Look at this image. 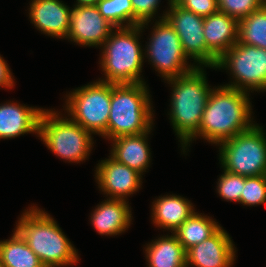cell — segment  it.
<instances>
[{"instance_id": "1", "label": "cell", "mask_w": 266, "mask_h": 267, "mask_svg": "<svg viewBox=\"0 0 266 267\" xmlns=\"http://www.w3.org/2000/svg\"><path fill=\"white\" fill-rule=\"evenodd\" d=\"M249 94L224 84L213 87L204 108L199 129L182 146L183 154L197 137L218 145L252 127L255 121H253Z\"/></svg>"}, {"instance_id": "2", "label": "cell", "mask_w": 266, "mask_h": 267, "mask_svg": "<svg viewBox=\"0 0 266 267\" xmlns=\"http://www.w3.org/2000/svg\"><path fill=\"white\" fill-rule=\"evenodd\" d=\"M14 228L45 267H65L79 262L78 250L56 220L37 206L28 207Z\"/></svg>"}, {"instance_id": "3", "label": "cell", "mask_w": 266, "mask_h": 267, "mask_svg": "<svg viewBox=\"0 0 266 267\" xmlns=\"http://www.w3.org/2000/svg\"><path fill=\"white\" fill-rule=\"evenodd\" d=\"M172 87L170 111L171 125L182 147L199 129L208 97L213 90L208 85L204 67L165 80Z\"/></svg>"}, {"instance_id": "4", "label": "cell", "mask_w": 266, "mask_h": 267, "mask_svg": "<svg viewBox=\"0 0 266 267\" xmlns=\"http://www.w3.org/2000/svg\"><path fill=\"white\" fill-rule=\"evenodd\" d=\"M148 22L133 27L115 28L101 46L102 82L112 84L146 83L141 77L144 58L139 42Z\"/></svg>"}, {"instance_id": "5", "label": "cell", "mask_w": 266, "mask_h": 267, "mask_svg": "<svg viewBox=\"0 0 266 267\" xmlns=\"http://www.w3.org/2000/svg\"><path fill=\"white\" fill-rule=\"evenodd\" d=\"M148 84H112L107 140L148 132L154 125V110Z\"/></svg>"}, {"instance_id": "6", "label": "cell", "mask_w": 266, "mask_h": 267, "mask_svg": "<svg viewBox=\"0 0 266 267\" xmlns=\"http://www.w3.org/2000/svg\"><path fill=\"white\" fill-rule=\"evenodd\" d=\"M92 135L68 116L64 118L58 111L44 109L41 114L37 137L65 162H85L94 146Z\"/></svg>"}, {"instance_id": "7", "label": "cell", "mask_w": 266, "mask_h": 267, "mask_svg": "<svg viewBox=\"0 0 266 267\" xmlns=\"http://www.w3.org/2000/svg\"><path fill=\"white\" fill-rule=\"evenodd\" d=\"M65 98L63 108L71 120L107 139L111 83L96 80L66 93Z\"/></svg>"}, {"instance_id": "8", "label": "cell", "mask_w": 266, "mask_h": 267, "mask_svg": "<svg viewBox=\"0 0 266 267\" xmlns=\"http://www.w3.org/2000/svg\"><path fill=\"white\" fill-rule=\"evenodd\" d=\"M217 146L223 170L245 177L266 175V133L257 123Z\"/></svg>"}, {"instance_id": "9", "label": "cell", "mask_w": 266, "mask_h": 267, "mask_svg": "<svg viewBox=\"0 0 266 267\" xmlns=\"http://www.w3.org/2000/svg\"><path fill=\"white\" fill-rule=\"evenodd\" d=\"M152 29L144 57L163 80L184 75L197 67L194 63L189 65L179 36L165 18L157 19Z\"/></svg>"}, {"instance_id": "10", "label": "cell", "mask_w": 266, "mask_h": 267, "mask_svg": "<svg viewBox=\"0 0 266 267\" xmlns=\"http://www.w3.org/2000/svg\"><path fill=\"white\" fill-rule=\"evenodd\" d=\"M213 69L229 71L233 80L225 86L248 93L266 92V49L237 42Z\"/></svg>"}, {"instance_id": "11", "label": "cell", "mask_w": 266, "mask_h": 267, "mask_svg": "<svg viewBox=\"0 0 266 267\" xmlns=\"http://www.w3.org/2000/svg\"><path fill=\"white\" fill-rule=\"evenodd\" d=\"M163 16L179 36L182 49L197 67H206V42L203 33L204 17L180 7L174 0ZM197 63V64H196Z\"/></svg>"}, {"instance_id": "12", "label": "cell", "mask_w": 266, "mask_h": 267, "mask_svg": "<svg viewBox=\"0 0 266 267\" xmlns=\"http://www.w3.org/2000/svg\"><path fill=\"white\" fill-rule=\"evenodd\" d=\"M114 29L96 5L73 6L66 39L79 46L101 47Z\"/></svg>"}, {"instance_id": "13", "label": "cell", "mask_w": 266, "mask_h": 267, "mask_svg": "<svg viewBox=\"0 0 266 267\" xmlns=\"http://www.w3.org/2000/svg\"><path fill=\"white\" fill-rule=\"evenodd\" d=\"M101 160L95 170L99 191L108 198L128 200V197L142 187V174L117 162L111 156Z\"/></svg>"}, {"instance_id": "14", "label": "cell", "mask_w": 266, "mask_h": 267, "mask_svg": "<svg viewBox=\"0 0 266 267\" xmlns=\"http://www.w3.org/2000/svg\"><path fill=\"white\" fill-rule=\"evenodd\" d=\"M239 21L223 12L204 17L206 67L216 66L218 59L238 42Z\"/></svg>"}, {"instance_id": "15", "label": "cell", "mask_w": 266, "mask_h": 267, "mask_svg": "<svg viewBox=\"0 0 266 267\" xmlns=\"http://www.w3.org/2000/svg\"><path fill=\"white\" fill-rule=\"evenodd\" d=\"M234 245L221 226L212 236L186 251V267H232L236 260Z\"/></svg>"}, {"instance_id": "16", "label": "cell", "mask_w": 266, "mask_h": 267, "mask_svg": "<svg viewBox=\"0 0 266 267\" xmlns=\"http://www.w3.org/2000/svg\"><path fill=\"white\" fill-rule=\"evenodd\" d=\"M29 5V19L37 30L53 38H66L72 8L61 0H31Z\"/></svg>"}, {"instance_id": "17", "label": "cell", "mask_w": 266, "mask_h": 267, "mask_svg": "<svg viewBox=\"0 0 266 267\" xmlns=\"http://www.w3.org/2000/svg\"><path fill=\"white\" fill-rule=\"evenodd\" d=\"M43 110L13 101L0 104V139H12L26 133L38 135Z\"/></svg>"}, {"instance_id": "18", "label": "cell", "mask_w": 266, "mask_h": 267, "mask_svg": "<svg viewBox=\"0 0 266 267\" xmlns=\"http://www.w3.org/2000/svg\"><path fill=\"white\" fill-rule=\"evenodd\" d=\"M129 201L106 198L91 213L90 223L99 235H119L124 233L132 222Z\"/></svg>"}, {"instance_id": "19", "label": "cell", "mask_w": 266, "mask_h": 267, "mask_svg": "<svg viewBox=\"0 0 266 267\" xmlns=\"http://www.w3.org/2000/svg\"><path fill=\"white\" fill-rule=\"evenodd\" d=\"M151 130L153 129L143 134L120 136L110 140V156L143 175L151 163V150L148 144Z\"/></svg>"}, {"instance_id": "20", "label": "cell", "mask_w": 266, "mask_h": 267, "mask_svg": "<svg viewBox=\"0 0 266 267\" xmlns=\"http://www.w3.org/2000/svg\"><path fill=\"white\" fill-rule=\"evenodd\" d=\"M151 207L153 224L171 233L196 211L191 201L175 194L155 198Z\"/></svg>"}, {"instance_id": "21", "label": "cell", "mask_w": 266, "mask_h": 267, "mask_svg": "<svg viewBox=\"0 0 266 267\" xmlns=\"http://www.w3.org/2000/svg\"><path fill=\"white\" fill-rule=\"evenodd\" d=\"M144 249L148 267H186V250L174 233L155 238Z\"/></svg>"}, {"instance_id": "22", "label": "cell", "mask_w": 266, "mask_h": 267, "mask_svg": "<svg viewBox=\"0 0 266 267\" xmlns=\"http://www.w3.org/2000/svg\"><path fill=\"white\" fill-rule=\"evenodd\" d=\"M195 212L185 220L173 233L187 251L212 236L221 225L207 215Z\"/></svg>"}, {"instance_id": "23", "label": "cell", "mask_w": 266, "mask_h": 267, "mask_svg": "<svg viewBox=\"0 0 266 267\" xmlns=\"http://www.w3.org/2000/svg\"><path fill=\"white\" fill-rule=\"evenodd\" d=\"M0 262L3 267H45L15 229L11 238L0 241Z\"/></svg>"}, {"instance_id": "24", "label": "cell", "mask_w": 266, "mask_h": 267, "mask_svg": "<svg viewBox=\"0 0 266 267\" xmlns=\"http://www.w3.org/2000/svg\"><path fill=\"white\" fill-rule=\"evenodd\" d=\"M238 42L266 49V3L239 20Z\"/></svg>"}, {"instance_id": "25", "label": "cell", "mask_w": 266, "mask_h": 267, "mask_svg": "<svg viewBox=\"0 0 266 267\" xmlns=\"http://www.w3.org/2000/svg\"><path fill=\"white\" fill-rule=\"evenodd\" d=\"M100 14L115 28L133 27L131 0H98Z\"/></svg>"}, {"instance_id": "26", "label": "cell", "mask_w": 266, "mask_h": 267, "mask_svg": "<svg viewBox=\"0 0 266 267\" xmlns=\"http://www.w3.org/2000/svg\"><path fill=\"white\" fill-rule=\"evenodd\" d=\"M266 203V175L245 177L241 192V204L258 206Z\"/></svg>"}, {"instance_id": "27", "label": "cell", "mask_w": 266, "mask_h": 267, "mask_svg": "<svg viewBox=\"0 0 266 267\" xmlns=\"http://www.w3.org/2000/svg\"><path fill=\"white\" fill-rule=\"evenodd\" d=\"M243 184H245V176L223 170V173L218 178L217 193L226 201L241 204Z\"/></svg>"}, {"instance_id": "28", "label": "cell", "mask_w": 266, "mask_h": 267, "mask_svg": "<svg viewBox=\"0 0 266 267\" xmlns=\"http://www.w3.org/2000/svg\"><path fill=\"white\" fill-rule=\"evenodd\" d=\"M266 0H218L219 11L238 21L260 9Z\"/></svg>"}, {"instance_id": "29", "label": "cell", "mask_w": 266, "mask_h": 267, "mask_svg": "<svg viewBox=\"0 0 266 267\" xmlns=\"http://www.w3.org/2000/svg\"><path fill=\"white\" fill-rule=\"evenodd\" d=\"M170 4L173 0H167ZM161 0H131L133 7V26L151 22L158 13Z\"/></svg>"}, {"instance_id": "30", "label": "cell", "mask_w": 266, "mask_h": 267, "mask_svg": "<svg viewBox=\"0 0 266 267\" xmlns=\"http://www.w3.org/2000/svg\"><path fill=\"white\" fill-rule=\"evenodd\" d=\"M180 7L206 17L219 11L218 0H174Z\"/></svg>"}, {"instance_id": "31", "label": "cell", "mask_w": 266, "mask_h": 267, "mask_svg": "<svg viewBox=\"0 0 266 267\" xmlns=\"http://www.w3.org/2000/svg\"><path fill=\"white\" fill-rule=\"evenodd\" d=\"M11 73V69L8 66L7 61L3 59L0 55V87L4 89H11L15 85V79Z\"/></svg>"}, {"instance_id": "32", "label": "cell", "mask_w": 266, "mask_h": 267, "mask_svg": "<svg viewBox=\"0 0 266 267\" xmlns=\"http://www.w3.org/2000/svg\"><path fill=\"white\" fill-rule=\"evenodd\" d=\"M98 0H76L74 6L96 5Z\"/></svg>"}]
</instances>
